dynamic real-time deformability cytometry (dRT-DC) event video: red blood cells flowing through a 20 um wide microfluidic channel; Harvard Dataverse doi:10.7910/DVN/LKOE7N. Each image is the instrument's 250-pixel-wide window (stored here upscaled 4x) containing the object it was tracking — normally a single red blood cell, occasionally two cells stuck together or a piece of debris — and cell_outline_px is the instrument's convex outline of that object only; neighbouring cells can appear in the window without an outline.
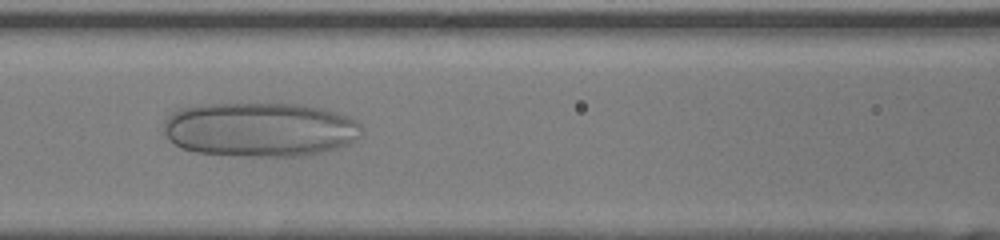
{"species": "human", "species_latin": "Homo sapiens", "temperature_condition": "room temperature", "stored_images_in_passage": 39, "camera_frame_rate_fps": 3000, "um_per_image_px": 0.085, "donor": {"sex": "female"}, "frame": {"image": 1, "passage_image": 13, "time_ms": 4.0, "image_size_px": [1000, 240], "cell_outline_px": [[360, 136], [348, 144], [336, 148], [320, 152], [300, 156], [240, 156], [196, 152], [184, 148], [176, 144], [168, 136], [164, 128], [168, 120], [176, 112], [184, 108], [200, 104], [300, 104], [324, 108], [348, 116], [356, 120], [360, 124]], "centroid_in_image_um": [22.17, 11.01], "position_along_channel_um": 144.4, "area_um2": 62.14}}
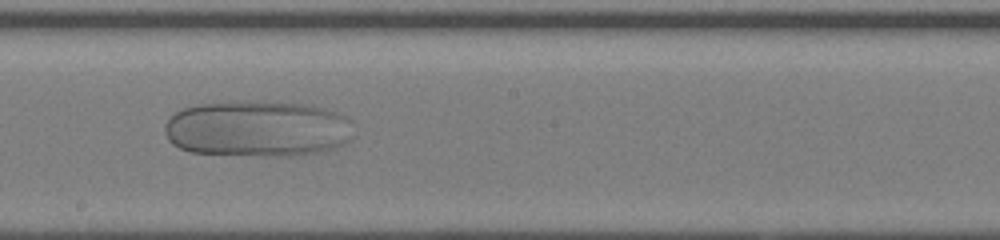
{"frame": {"image": 2, "passage_image": 19, "time_ms": 6.0, "image_size_px": [1000, 240], "cell_outline_px": [[356, 136], [352, 140], [336, 148], [316, 152], [292, 156], [272, 156], [192, 152], [180, 148], [172, 144], [168, 140], [164, 132], [164, 124], [176, 112], [184, 108], [200, 104], [244, 100], [260, 100], [312, 104], [348, 116], [352, 120]], "centroid_in_image_um": [21.98, 10.92], "position_along_channel_um": 226.2, "area_um2": 63.18}}
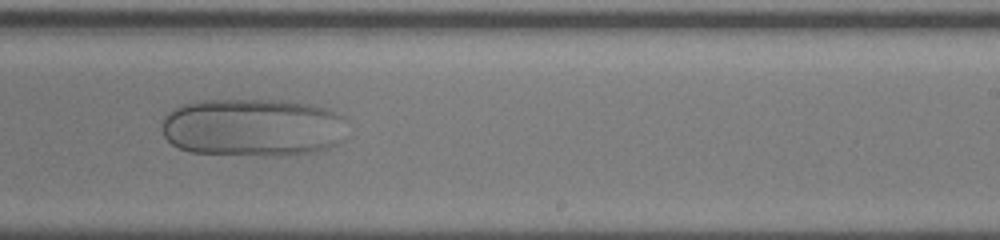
{"frame": {"image": 3, "passage_image": 22, "time_ms": 7.0, "image_size_px": [1000, 240], "cell_outline_px": [[344, 140], [328, 148], [312, 152], [288, 156], [264, 156], [188, 152], [172, 144], [164, 136], [160, 128], [160, 124], [164, 116], [168, 112], [180, 104], [196, 100], [284, 100], [328, 108], [344, 116]], "centroid_in_image_um": [21.46, 10.84], "position_along_channel_um": 267.5, "area_um2": 63.81}}